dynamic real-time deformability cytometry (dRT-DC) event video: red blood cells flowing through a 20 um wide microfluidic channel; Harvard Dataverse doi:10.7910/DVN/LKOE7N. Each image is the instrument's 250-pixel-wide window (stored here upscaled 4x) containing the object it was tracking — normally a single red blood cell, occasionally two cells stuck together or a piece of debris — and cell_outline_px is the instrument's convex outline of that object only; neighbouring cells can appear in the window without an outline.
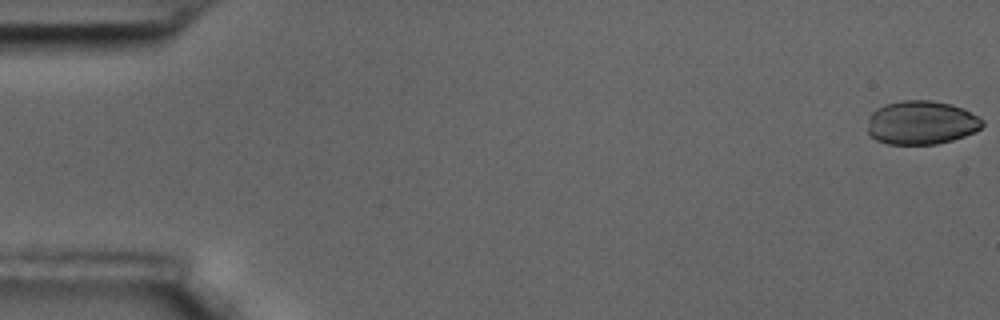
{"species": "common noctule bat (a hibernating species)", "species_latin": "Nyctalus noctula", "temperature_condition": "room temperature", "stored_images_in_passage": 19, "camera_frame_rate_fps": 3000, "um_per_image_px": 0.085, "animal": {"sex": "male", "body_mass_g": 17.5, "forearm_length_mm": 52.3}, "frame": {"image": 1, "passage_image": 1, "time_ms": 0.0, "image_size_px": [1000, 320], "cell_outline_px": [[984, 124], [976, 132], [952, 140], [936, 144], [888, 144], [876, 140], [868, 132], [868, 128], [872, 112], [876, 108], [884, 104], [904, 100], [932, 100], [952, 104], [964, 108], [984, 120]], "centroid_in_image_um": [78.35, 10.41], "position_along_channel_um": 6.7, "area_um2": 29.36}}
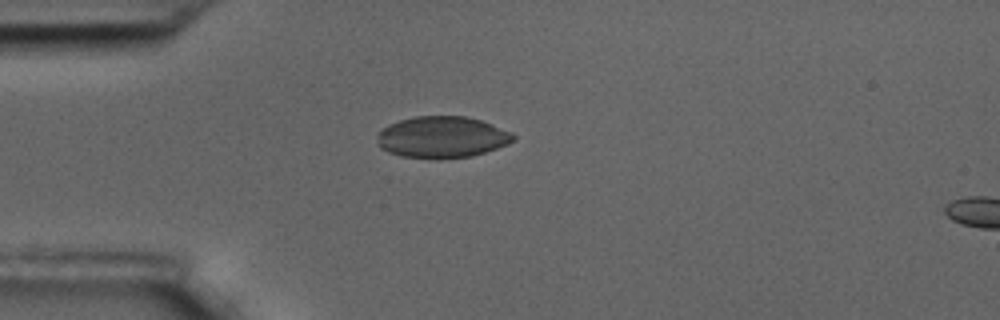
{"frame": {"image": 2, "passage_image": 16, "time_ms": 5.0, "image_size_px": [1000, 320], "cell_outline_px": [[516, 140], [508, 144], [472, 156], [436, 160], [428, 160], [400, 156], [388, 152], [380, 148], [376, 144], [376, 136], [388, 124], [400, 120], [416, 116], [464, 116], [480, 120], [512, 132], [516, 136]], "centroid_in_image_um": [37.54, 11.68], "position_along_channel_um": 47.5, "area_um2": 33.41}}